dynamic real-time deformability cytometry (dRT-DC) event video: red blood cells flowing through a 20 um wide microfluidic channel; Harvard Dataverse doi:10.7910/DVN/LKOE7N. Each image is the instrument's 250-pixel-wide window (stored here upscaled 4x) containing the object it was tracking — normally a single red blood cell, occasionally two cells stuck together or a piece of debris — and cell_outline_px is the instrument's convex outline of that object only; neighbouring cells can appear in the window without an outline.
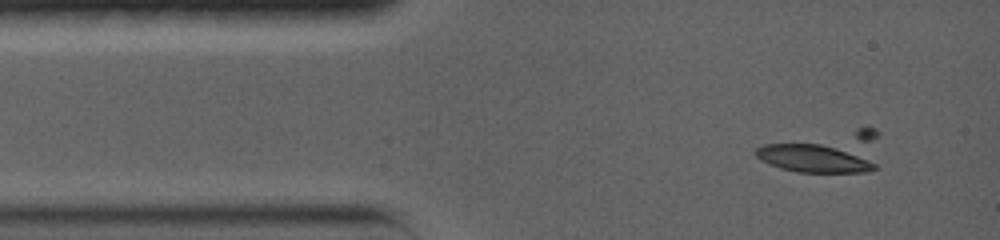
{"species": "common noctule bat (a hibernating species)", "species_latin": "Nyctalus noctula", "temperature_condition": "warm", "stored_images_in_passage": 27, "camera_frame_rate_fps": 5000, "um_per_image_px": 0.085, "animal": {"sex": "female", "body_mass_g": 19.0, "forearm_length_mm": 56.7}, "frame": {"image": 1, "passage_image": 1, "time_ms": 0.0, "image_size_px": [1000, 240], "cell_outline_px": [[880, 136], [876, 168], [864, 172], [796, 172], [780, 168], [760, 160], [752, 152], [756, 148], [764, 144], [868, 124], [876, 128], [880, 132]], "centroid_in_image_um": [70.18, 12.87], "position_along_channel_um": 14.8, "area_um2": 31.5}}
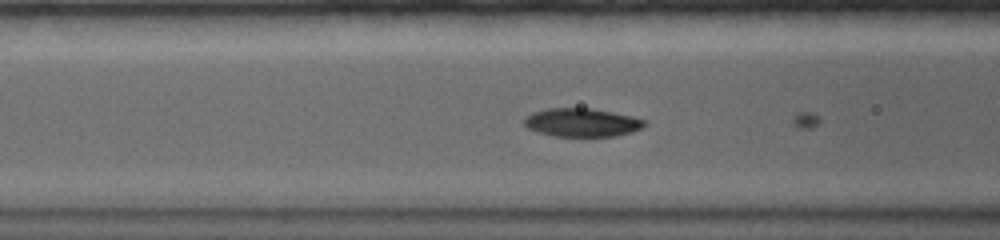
{"frame": {"image": 2, "passage_image": 21, "time_ms": 4.0, "image_size_px": [1000, 240], "cell_outline_px": [[648, 124], [644, 128], [632, 132], [616, 136], [556, 136], [540, 132], [528, 128], [524, 124], [524, 120], [532, 112], [548, 108], [588, 108], [612, 112], [632, 116], [644, 120]], "centroid_in_image_um": [49.51, 10.41], "position_along_channel_um": 117.1, "area_um2": 19.83}}
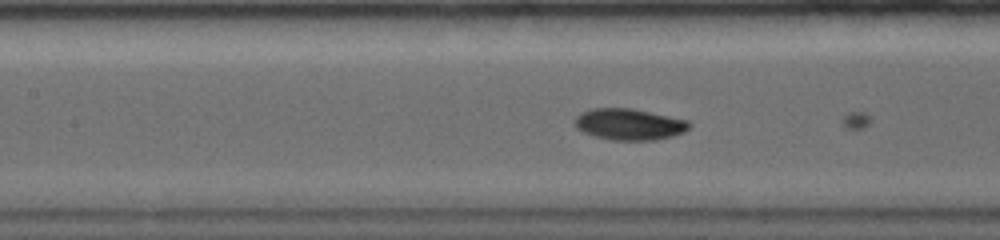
{"frame": {"image": 3, "passage_image": 26, "time_ms": 5.0, "image_size_px": [1000, 240], "cell_outline_px": [[692, 124], [684, 132], [672, 136], [656, 140], [612, 140], [596, 136], [584, 132], [576, 128], [572, 120], [580, 112], [592, 108], [632, 108], [688, 120]], "centroid_in_image_um": [53.46, 10.56], "position_along_channel_um": 153.9, "area_um2": 21.04}}